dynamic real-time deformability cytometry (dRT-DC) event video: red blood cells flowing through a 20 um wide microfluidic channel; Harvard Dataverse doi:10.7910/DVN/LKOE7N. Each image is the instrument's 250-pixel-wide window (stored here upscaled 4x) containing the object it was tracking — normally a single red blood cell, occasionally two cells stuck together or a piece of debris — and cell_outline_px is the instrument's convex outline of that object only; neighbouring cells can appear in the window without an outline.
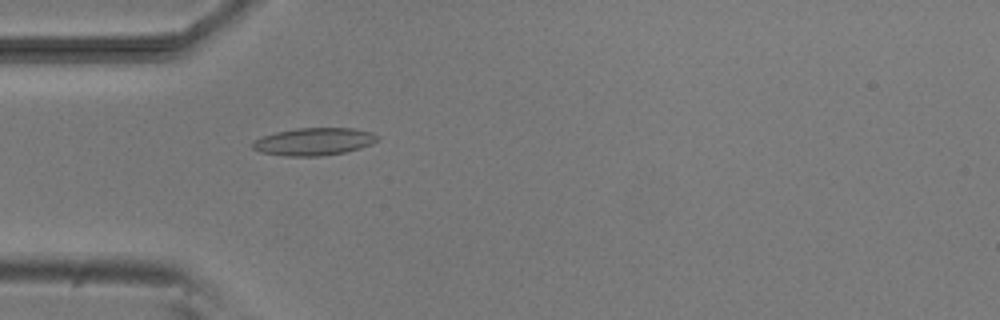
{"species": "common noctule bat (a hibernating species)", "species_latin": "Nyctalus noctula", "temperature_condition": "room temperature", "stored_images_in_passage": 4, "camera_frame_rate_fps": 3000, "um_per_image_px": 0.085, "animal": {"sex": "male", "body_mass_g": 20.5, "forearm_length_mm": 52.5}, "frame": {"image": 1, "passage_image": 4, "time_ms": 3.667, "image_size_px": [1000, 320], "cell_outline_px": [[380, 140], [372, 144], [360, 148], [344, 152], [320, 156], [284, 156], [260, 152], [252, 148], [252, 140], [260, 136], [276, 132], [296, 128], [356, 128], [372, 132], [380, 136]], "centroid_in_image_um": [26.69, 12.03], "position_along_channel_um": 58.3, "area_um2": 20.35}}